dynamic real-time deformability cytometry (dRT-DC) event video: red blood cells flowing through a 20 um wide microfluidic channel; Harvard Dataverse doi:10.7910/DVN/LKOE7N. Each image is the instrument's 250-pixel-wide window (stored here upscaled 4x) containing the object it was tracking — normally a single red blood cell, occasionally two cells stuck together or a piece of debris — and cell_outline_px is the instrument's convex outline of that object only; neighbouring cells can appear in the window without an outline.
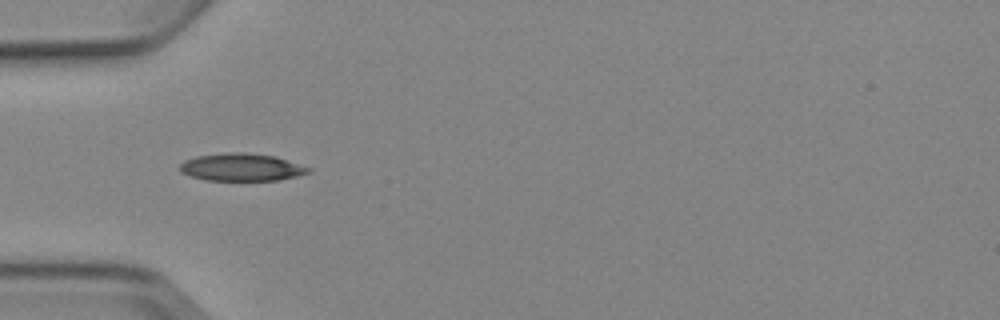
{"species": "Egyptian fruit bat (a non-hibernating species)", "species_latin": "Rousettus aegyptiacus", "temperature_condition": "cold", "stored_images_in_passage": 6, "camera_frame_rate_fps": 3000, "um_per_image_px": 0.085, "animal": {"sex": "female"}, "frame": {"image": 1, "passage_image": 4, "time_ms": 4.0, "image_size_px": [1000, 320], "cell_outline_px": [[312, 172], [280, 180], [204, 180], [180, 172], [180, 164], [184, 160], [196, 156], [228, 152], [248, 152], [276, 156], [312, 168]], "centroid_in_image_um": [20.55, 14.2], "position_along_channel_um": 64.4, "area_um2": 20.81}}
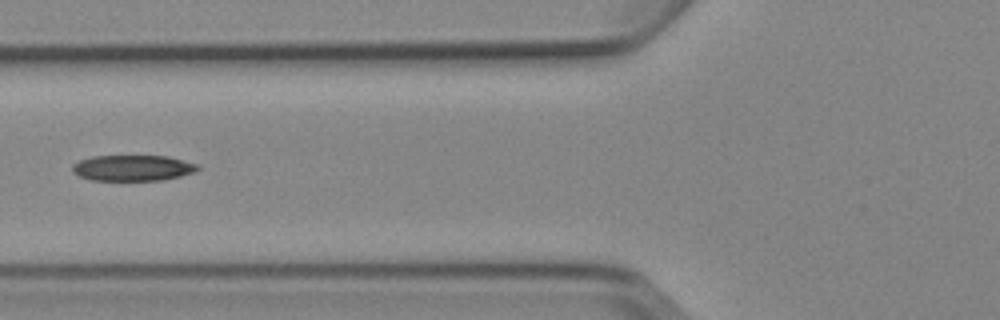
{"frame": {"image": 2, "passage_image": 5, "time_ms": 5.333, "image_size_px": [1000, 320], "cell_outline_px": [[200, 168], [196, 172], [164, 180], [92, 180], [80, 176], [72, 172], [72, 164], [80, 160], [92, 156], [168, 156], [200, 164]], "centroid_in_image_um": [11.32, 14.27], "position_along_channel_um": 114.5, "area_um2": 19.02}}
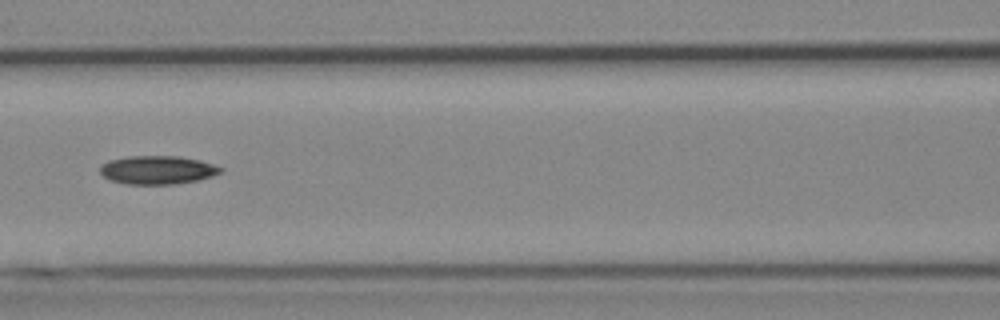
{"frame": {"image": 3, "passage_image": 6, "time_ms": 6.333, "image_size_px": [1000, 320], "cell_outline_px": [[224, 168], [220, 172], [212, 176], [196, 180], [176, 184], [124, 184], [108, 180], [100, 172], [100, 168], [108, 160], [128, 156], [180, 156], [200, 160], [216, 164]], "centroid_in_image_um": [13.39, 14.44], "position_along_channel_um": 153.2, "area_um2": 20.11}}